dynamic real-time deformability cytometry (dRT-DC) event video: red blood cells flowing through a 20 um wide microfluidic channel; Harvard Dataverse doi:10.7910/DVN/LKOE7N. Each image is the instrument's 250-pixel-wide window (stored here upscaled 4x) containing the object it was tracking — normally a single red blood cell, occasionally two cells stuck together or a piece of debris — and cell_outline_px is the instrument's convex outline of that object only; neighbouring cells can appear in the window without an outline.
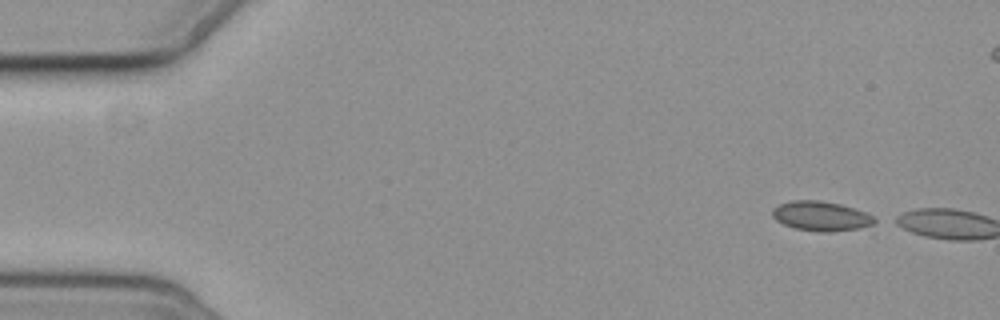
{"species": "common noctule bat (a hibernating species)", "species_latin": "Nyctalus noctula", "temperature_condition": "cold", "stored_images_in_passage": 2, "camera_frame_rate_fps": 3000, "um_per_image_px": 0.085, "animal": {"sex": "female", "body_mass_g": 19.3, "forearm_length_mm": 54.1}, "frame": {"image": 1, "passage_image": 1, "time_ms": 0.0, "image_size_px": [1000, 320], "cell_outline_px": [[880, 220], [872, 224], [856, 228], [828, 232], [824, 232], [796, 228], [784, 224], [776, 220], [772, 216], [772, 208], [780, 204], [792, 200], [820, 200], [840, 204], [864, 212]], "centroid_in_image_um": [69.76, 18.35], "position_along_channel_um": 15.2, "area_um2": 17.34}}